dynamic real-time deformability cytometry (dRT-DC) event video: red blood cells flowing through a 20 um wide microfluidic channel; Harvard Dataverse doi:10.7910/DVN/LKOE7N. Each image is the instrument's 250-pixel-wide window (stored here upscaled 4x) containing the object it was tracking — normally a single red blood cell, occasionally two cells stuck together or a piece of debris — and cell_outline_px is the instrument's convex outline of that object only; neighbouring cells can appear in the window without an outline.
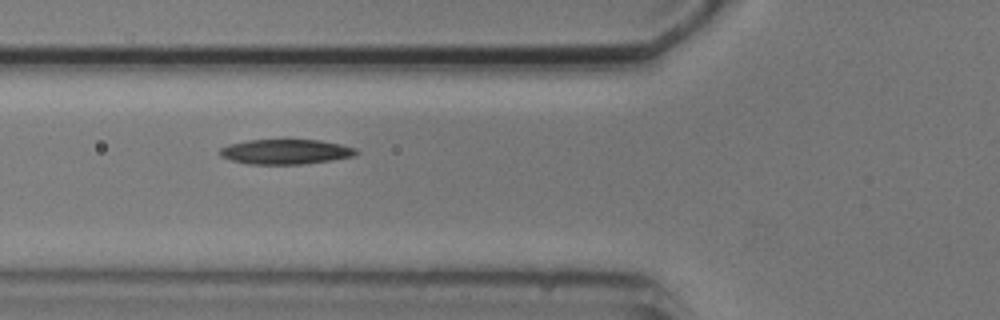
{"species": "common noctule bat (a hibernating species)", "species_latin": "Nyctalus noctula", "temperature_condition": "cold", "stored_images_in_passage": 7, "camera_frame_rate_fps": 3000, "um_per_image_px": 0.085, "animal": {"sex": "male", "body_mass_g": 20.5, "forearm_length_mm": 52.5}, "frame": {"image": 1, "passage_image": 6, "time_ms": 6.667, "image_size_px": [1000, 320], "cell_outline_px": [[360, 152], [356, 156], [332, 160], [304, 164], [248, 164], [232, 160], [220, 156], [220, 148], [228, 144], [248, 140], [320, 140], [340, 144], [356, 148]], "centroid_in_image_um": [24.31, 12.9], "position_along_channel_um": 101.5, "area_um2": 19.88}}
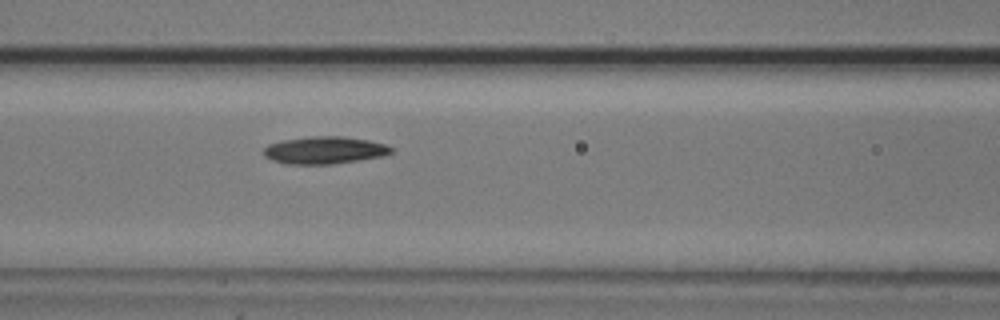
{"frame": {"image": 2, "passage_image": 7, "time_ms": 7.667, "image_size_px": [1000, 320], "cell_outline_px": [[396, 152], [384, 156], [332, 164], [284, 164], [272, 160], [264, 156], [264, 148], [268, 144], [284, 140], [308, 136], [340, 136], [368, 140], [384, 144], [396, 148]], "centroid_in_image_um": [27.62, 12.77], "position_along_channel_um": 139.0, "area_um2": 20.52}}